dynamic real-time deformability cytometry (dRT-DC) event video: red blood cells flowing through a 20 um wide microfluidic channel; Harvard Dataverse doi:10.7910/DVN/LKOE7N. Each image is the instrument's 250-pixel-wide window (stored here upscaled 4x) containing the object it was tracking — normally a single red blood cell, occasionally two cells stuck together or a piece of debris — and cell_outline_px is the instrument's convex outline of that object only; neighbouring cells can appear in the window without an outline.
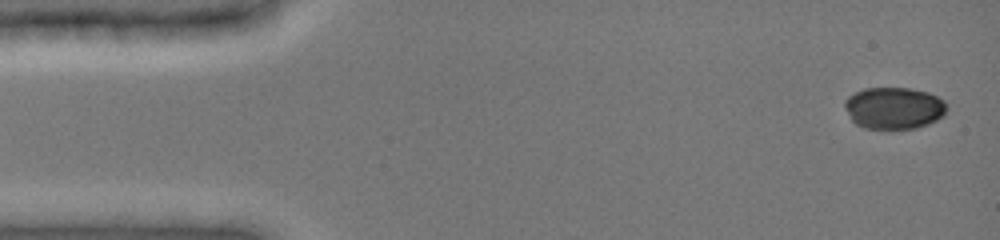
{"species": "common noctule bat (a hibernating species)", "species_latin": "Nyctalus noctula", "temperature_condition": "cold", "stored_images_in_passage": 6, "camera_frame_rate_fps": 3000, "um_per_image_px": 0.085, "animal": {"sex": "female", "body_mass_g": 19.0, "forearm_length_mm": 51.5}, "frame": {"image": 1, "passage_image": 1, "time_ms": 0.0, "image_size_px": [1000, 240], "cell_outline_px": [[948, 108], [944, 116], [928, 124], [916, 128], [864, 128], [856, 124], [852, 120], [844, 104], [844, 100], [848, 96], [864, 88], [908, 88], [928, 92], [944, 100]], "centroid_in_image_um": [76.01, 9.18], "position_along_channel_um": 9.0, "area_um2": 24.85}}
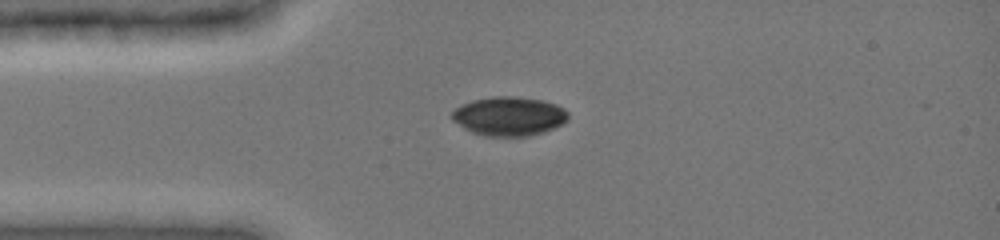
{"frame": {"image": 2, "passage_image": 5, "time_ms": 3.333, "image_size_px": [1000, 240], "cell_outline_px": [[568, 120], [544, 132], [528, 136], [484, 136], [472, 132], [464, 128], [452, 120], [452, 112], [460, 104], [472, 100], [496, 96], [512, 96], [540, 100], [556, 104], [564, 108], [568, 112]], "centroid_in_image_um": [43.25, 9.88], "position_along_channel_um": 41.7, "area_um2": 26.36}}